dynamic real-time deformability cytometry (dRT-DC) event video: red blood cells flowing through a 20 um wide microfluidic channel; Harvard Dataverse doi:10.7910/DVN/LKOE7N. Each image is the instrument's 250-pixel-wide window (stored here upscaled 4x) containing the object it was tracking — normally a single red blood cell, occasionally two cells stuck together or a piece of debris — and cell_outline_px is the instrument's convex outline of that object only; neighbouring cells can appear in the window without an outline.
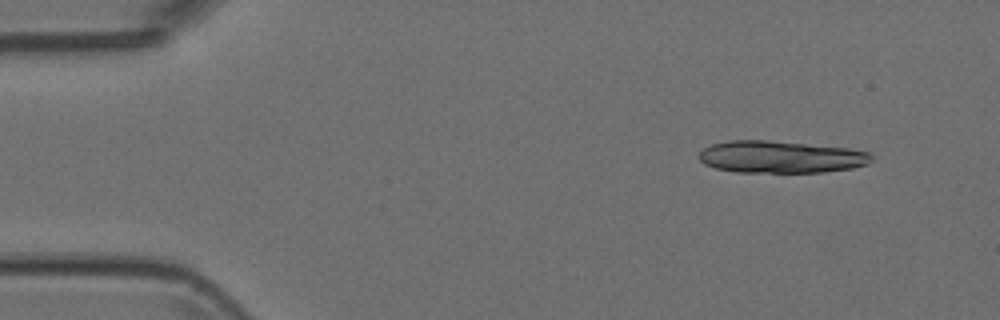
{"species": "Egyptian fruit bat (a non-hibernating species)", "species_latin": "Rousettus aegyptiacus", "temperature_condition": "room temperature", "stored_images_in_passage": 5, "segment_of_instrument_passage": [1, 2], "camera_frame_rate_fps": 3000, "um_per_image_px": 0.085, "animal": {"sex": "female"}, "frame": {"image": 1, "passage_image": 1, "time_ms": 0.0, "image_size_px": [1000, 320], "cell_outline_px": [[872, 160], [868, 164], [852, 168], [824, 172], [736, 172], [716, 168], [704, 164], [696, 156], [704, 148], [712, 144], [728, 140], [768, 140], [848, 148], [872, 152]], "centroid_in_image_um": [66.36, 13.34], "position_along_channel_um": 18.6, "area_um2": 32.48}}